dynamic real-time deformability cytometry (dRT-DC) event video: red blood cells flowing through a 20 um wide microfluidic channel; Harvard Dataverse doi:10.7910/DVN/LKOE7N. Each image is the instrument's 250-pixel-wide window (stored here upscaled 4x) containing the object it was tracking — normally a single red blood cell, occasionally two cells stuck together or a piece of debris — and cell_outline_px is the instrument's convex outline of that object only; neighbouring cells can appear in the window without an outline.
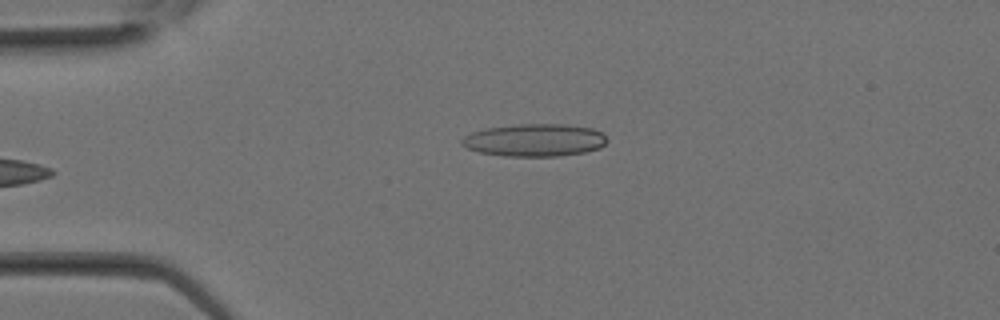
{"species": "Egyptian fruit bat (a non-hibernating species)", "species_latin": "Rousettus aegyptiacus", "temperature_condition": "room temperature", "stored_images_in_passage": 3, "camera_frame_rate_fps": 3000, "um_per_image_px": 0.085, "animal": {"sex": "female"}, "frame": {"image": 1, "passage_image": 1, "time_ms": 0.0, "image_size_px": [1000, 320], "cell_outline_px": [[608, 140], [600, 148], [584, 152], [560, 156], [504, 156], [480, 152], [468, 148], [460, 144], [460, 140], [464, 136], [472, 132], [484, 128], [520, 124], [564, 124], [592, 128], [600, 132]], "centroid_in_image_um": [45.42, 11.91], "position_along_channel_um": 39.6, "area_um2": 27.57}}